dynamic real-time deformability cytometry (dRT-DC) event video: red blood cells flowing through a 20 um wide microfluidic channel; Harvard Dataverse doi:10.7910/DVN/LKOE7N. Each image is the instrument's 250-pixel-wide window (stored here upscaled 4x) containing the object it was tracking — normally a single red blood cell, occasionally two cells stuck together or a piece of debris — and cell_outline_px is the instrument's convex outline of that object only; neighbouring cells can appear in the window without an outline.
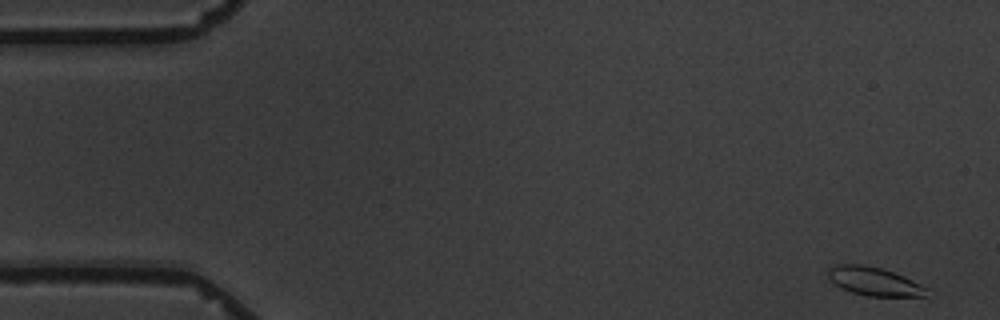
{"species": "common noctule bat (a hibernating species)", "species_latin": "Nyctalus noctula", "temperature_condition": "warm", "stored_images_in_passage": 6, "camera_frame_rate_fps": 3000, "um_per_image_px": 0.085, "animal": {"sex": "male", "body_mass_g": 19.5, "forearm_length_mm": 54.6}, "frame": {"image": 1, "passage_image": 1, "time_ms": 0.0, "image_size_px": [1000, 320], "cell_outline_px": [[928, 288], [924, 296], [864, 296], [840, 288], [828, 276], [828, 268], [836, 264], [864, 264], [880, 268], [892, 272], [920, 284]], "centroid_in_image_um": [74.25, 23.91], "position_along_channel_um": 10.8, "area_um2": 16.13}}